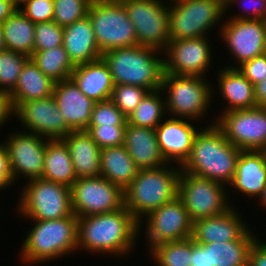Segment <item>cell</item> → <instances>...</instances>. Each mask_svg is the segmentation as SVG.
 I'll return each instance as SVG.
<instances>
[{
  "label": "cell",
  "mask_w": 266,
  "mask_h": 266,
  "mask_svg": "<svg viewBox=\"0 0 266 266\" xmlns=\"http://www.w3.org/2000/svg\"><path fill=\"white\" fill-rule=\"evenodd\" d=\"M238 70L254 86L262 82L266 77V53L243 63Z\"/></svg>",
  "instance_id": "obj_44"
},
{
  "label": "cell",
  "mask_w": 266,
  "mask_h": 266,
  "mask_svg": "<svg viewBox=\"0 0 266 266\" xmlns=\"http://www.w3.org/2000/svg\"><path fill=\"white\" fill-rule=\"evenodd\" d=\"M27 55L12 50L0 51V92L10 94L15 88Z\"/></svg>",
  "instance_id": "obj_36"
},
{
  "label": "cell",
  "mask_w": 266,
  "mask_h": 266,
  "mask_svg": "<svg viewBox=\"0 0 266 266\" xmlns=\"http://www.w3.org/2000/svg\"><path fill=\"white\" fill-rule=\"evenodd\" d=\"M208 37L171 40L163 52L164 72L207 77L206 73L214 59Z\"/></svg>",
  "instance_id": "obj_16"
},
{
  "label": "cell",
  "mask_w": 266,
  "mask_h": 266,
  "mask_svg": "<svg viewBox=\"0 0 266 266\" xmlns=\"http://www.w3.org/2000/svg\"><path fill=\"white\" fill-rule=\"evenodd\" d=\"M257 201L259 202L258 204L261 205L260 207L263 206L266 208V184H265L264 190L262 191Z\"/></svg>",
  "instance_id": "obj_51"
},
{
  "label": "cell",
  "mask_w": 266,
  "mask_h": 266,
  "mask_svg": "<svg viewBox=\"0 0 266 266\" xmlns=\"http://www.w3.org/2000/svg\"><path fill=\"white\" fill-rule=\"evenodd\" d=\"M207 80L206 77L164 72L161 90L165 97L167 117L190 119L197 123L207 117L206 112L212 105V95L216 91L213 82Z\"/></svg>",
  "instance_id": "obj_6"
},
{
  "label": "cell",
  "mask_w": 266,
  "mask_h": 266,
  "mask_svg": "<svg viewBox=\"0 0 266 266\" xmlns=\"http://www.w3.org/2000/svg\"><path fill=\"white\" fill-rule=\"evenodd\" d=\"M161 51L135 45L104 52L101 58L108 66L113 83L135 85L148 91L161 89L164 74V58Z\"/></svg>",
  "instance_id": "obj_4"
},
{
  "label": "cell",
  "mask_w": 266,
  "mask_h": 266,
  "mask_svg": "<svg viewBox=\"0 0 266 266\" xmlns=\"http://www.w3.org/2000/svg\"><path fill=\"white\" fill-rule=\"evenodd\" d=\"M53 97L68 127L72 131H86L95 102L71 78L54 84Z\"/></svg>",
  "instance_id": "obj_21"
},
{
  "label": "cell",
  "mask_w": 266,
  "mask_h": 266,
  "mask_svg": "<svg viewBox=\"0 0 266 266\" xmlns=\"http://www.w3.org/2000/svg\"><path fill=\"white\" fill-rule=\"evenodd\" d=\"M224 15L222 0L173 1L169 3L170 41L208 36L217 25L220 33Z\"/></svg>",
  "instance_id": "obj_7"
},
{
  "label": "cell",
  "mask_w": 266,
  "mask_h": 266,
  "mask_svg": "<svg viewBox=\"0 0 266 266\" xmlns=\"http://www.w3.org/2000/svg\"><path fill=\"white\" fill-rule=\"evenodd\" d=\"M71 198L77 217L109 213L125 206L124 190L102 176L76 179Z\"/></svg>",
  "instance_id": "obj_12"
},
{
  "label": "cell",
  "mask_w": 266,
  "mask_h": 266,
  "mask_svg": "<svg viewBox=\"0 0 266 266\" xmlns=\"http://www.w3.org/2000/svg\"><path fill=\"white\" fill-rule=\"evenodd\" d=\"M134 25L137 45L165 51L170 42L169 3L163 0H122Z\"/></svg>",
  "instance_id": "obj_11"
},
{
  "label": "cell",
  "mask_w": 266,
  "mask_h": 266,
  "mask_svg": "<svg viewBox=\"0 0 266 266\" xmlns=\"http://www.w3.org/2000/svg\"><path fill=\"white\" fill-rule=\"evenodd\" d=\"M219 95L226 103L223 112L257 107L255 86L246 79L238 68L222 67L217 73Z\"/></svg>",
  "instance_id": "obj_25"
},
{
  "label": "cell",
  "mask_w": 266,
  "mask_h": 266,
  "mask_svg": "<svg viewBox=\"0 0 266 266\" xmlns=\"http://www.w3.org/2000/svg\"><path fill=\"white\" fill-rule=\"evenodd\" d=\"M255 99L258 107L266 108V77L255 85Z\"/></svg>",
  "instance_id": "obj_49"
},
{
  "label": "cell",
  "mask_w": 266,
  "mask_h": 266,
  "mask_svg": "<svg viewBox=\"0 0 266 266\" xmlns=\"http://www.w3.org/2000/svg\"><path fill=\"white\" fill-rule=\"evenodd\" d=\"M88 0H53V21L59 26H66L88 15Z\"/></svg>",
  "instance_id": "obj_37"
},
{
  "label": "cell",
  "mask_w": 266,
  "mask_h": 266,
  "mask_svg": "<svg viewBox=\"0 0 266 266\" xmlns=\"http://www.w3.org/2000/svg\"><path fill=\"white\" fill-rule=\"evenodd\" d=\"M212 121L197 133L181 170L198 177L230 186L236 173L241 150L231 144Z\"/></svg>",
  "instance_id": "obj_2"
},
{
  "label": "cell",
  "mask_w": 266,
  "mask_h": 266,
  "mask_svg": "<svg viewBox=\"0 0 266 266\" xmlns=\"http://www.w3.org/2000/svg\"><path fill=\"white\" fill-rule=\"evenodd\" d=\"M226 187L224 184L181 170L178 197L194 222L197 219L221 215L234 206L230 202V188Z\"/></svg>",
  "instance_id": "obj_9"
},
{
  "label": "cell",
  "mask_w": 266,
  "mask_h": 266,
  "mask_svg": "<svg viewBox=\"0 0 266 266\" xmlns=\"http://www.w3.org/2000/svg\"><path fill=\"white\" fill-rule=\"evenodd\" d=\"M191 266H208L207 252L204 244L196 243L191 238Z\"/></svg>",
  "instance_id": "obj_47"
},
{
  "label": "cell",
  "mask_w": 266,
  "mask_h": 266,
  "mask_svg": "<svg viewBox=\"0 0 266 266\" xmlns=\"http://www.w3.org/2000/svg\"><path fill=\"white\" fill-rule=\"evenodd\" d=\"M127 117L111 100L95 102L88 126H126Z\"/></svg>",
  "instance_id": "obj_39"
},
{
  "label": "cell",
  "mask_w": 266,
  "mask_h": 266,
  "mask_svg": "<svg viewBox=\"0 0 266 266\" xmlns=\"http://www.w3.org/2000/svg\"><path fill=\"white\" fill-rule=\"evenodd\" d=\"M259 151L262 153L264 161L266 163V144Z\"/></svg>",
  "instance_id": "obj_55"
},
{
  "label": "cell",
  "mask_w": 266,
  "mask_h": 266,
  "mask_svg": "<svg viewBox=\"0 0 266 266\" xmlns=\"http://www.w3.org/2000/svg\"><path fill=\"white\" fill-rule=\"evenodd\" d=\"M165 97L161 89L148 91L136 109L127 117V123L136 127L155 129L167 118Z\"/></svg>",
  "instance_id": "obj_33"
},
{
  "label": "cell",
  "mask_w": 266,
  "mask_h": 266,
  "mask_svg": "<svg viewBox=\"0 0 266 266\" xmlns=\"http://www.w3.org/2000/svg\"><path fill=\"white\" fill-rule=\"evenodd\" d=\"M100 52L137 45L134 25L122 1L90 4L88 15Z\"/></svg>",
  "instance_id": "obj_10"
},
{
  "label": "cell",
  "mask_w": 266,
  "mask_h": 266,
  "mask_svg": "<svg viewBox=\"0 0 266 266\" xmlns=\"http://www.w3.org/2000/svg\"><path fill=\"white\" fill-rule=\"evenodd\" d=\"M123 145L140 169H153L169 164L159 147L155 129L126 125Z\"/></svg>",
  "instance_id": "obj_22"
},
{
  "label": "cell",
  "mask_w": 266,
  "mask_h": 266,
  "mask_svg": "<svg viewBox=\"0 0 266 266\" xmlns=\"http://www.w3.org/2000/svg\"><path fill=\"white\" fill-rule=\"evenodd\" d=\"M34 38V52L61 46L63 42V27L53 20L35 23Z\"/></svg>",
  "instance_id": "obj_40"
},
{
  "label": "cell",
  "mask_w": 266,
  "mask_h": 266,
  "mask_svg": "<svg viewBox=\"0 0 266 266\" xmlns=\"http://www.w3.org/2000/svg\"><path fill=\"white\" fill-rule=\"evenodd\" d=\"M5 49L7 48H6L5 41H4L2 24L0 23V51L5 50Z\"/></svg>",
  "instance_id": "obj_52"
},
{
  "label": "cell",
  "mask_w": 266,
  "mask_h": 266,
  "mask_svg": "<svg viewBox=\"0 0 266 266\" xmlns=\"http://www.w3.org/2000/svg\"><path fill=\"white\" fill-rule=\"evenodd\" d=\"M232 4L234 6L239 5L238 8L241 11H239V14H234V16L232 14L227 18V12L230 13L229 10L233 7ZM224 14H226L224 15L226 19L266 20V0H226L224 2Z\"/></svg>",
  "instance_id": "obj_41"
},
{
  "label": "cell",
  "mask_w": 266,
  "mask_h": 266,
  "mask_svg": "<svg viewBox=\"0 0 266 266\" xmlns=\"http://www.w3.org/2000/svg\"><path fill=\"white\" fill-rule=\"evenodd\" d=\"M171 166V168H170ZM153 169H140L124 190L125 207L140 223L151 211L178 196L180 166L174 164Z\"/></svg>",
  "instance_id": "obj_5"
},
{
  "label": "cell",
  "mask_w": 266,
  "mask_h": 266,
  "mask_svg": "<svg viewBox=\"0 0 266 266\" xmlns=\"http://www.w3.org/2000/svg\"><path fill=\"white\" fill-rule=\"evenodd\" d=\"M54 84L55 82L29 58L22 67L15 88L8 95L11 108L13 109L18 103L52 96Z\"/></svg>",
  "instance_id": "obj_28"
},
{
  "label": "cell",
  "mask_w": 266,
  "mask_h": 266,
  "mask_svg": "<svg viewBox=\"0 0 266 266\" xmlns=\"http://www.w3.org/2000/svg\"><path fill=\"white\" fill-rule=\"evenodd\" d=\"M70 78L84 95L94 102L111 99L115 85L108 66L102 58L75 66Z\"/></svg>",
  "instance_id": "obj_26"
},
{
  "label": "cell",
  "mask_w": 266,
  "mask_h": 266,
  "mask_svg": "<svg viewBox=\"0 0 266 266\" xmlns=\"http://www.w3.org/2000/svg\"><path fill=\"white\" fill-rule=\"evenodd\" d=\"M21 131L11 132L5 143L3 142L8 154L14 183L22 177L28 181L42 178L45 148L48 140L40 135Z\"/></svg>",
  "instance_id": "obj_17"
},
{
  "label": "cell",
  "mask_w": 266,
  "mask_h": 266,
  "mask_svg": "<svg viewBox=\"0 0 266 266\" xmlns=\"http://www.w3.org/2000/svg\"><path fill=\"white\" fill-rule=\"evenodd\" d=\"M12 112L8 94L0 92V129L6 122H9L12 117Z\"/></svg>",
  "instance_id": "obj_48"
},
{
  "label": "cell",
  "mask_w": 266,
  "mask_h": 266,
  "mask_svg": "<svg viewBox=\"0 0 266 266\" xmlns=\"http://www.w3.org/2000/svg\"><path fill=\"white\" fill-rule=\"evenodd\" d=\"M140 228L125 206L109 213L78 217V250L127 257L136 247Z\"/></svg>",
  "instance_id": "obj_1"
},
{
  "label": "cell",
  "mask_w": 266,
  "mask_h": 266,
  "mask_svg": "<svg viewBox=\"0 0 266 266\" xmlns=\"http://www.w3.org/2000/svg\"><path fill=\"white\" fill-rule=\"evenodd\" d=\"M125 128L126 126H88L86 131L103 149L123 145Z\"/></svg>",
  "instance_id": "obj_42"
},
{
  "label": "cell",
  "mask_w": 266,
  "mask_h": 266,
  "mask_svg": "<svg viewBox=\"0 0 266 266\" xmlns=\"http://www.w3.org/2000/svg\"><path fill=\"white\" fill-rule=\"evenodd\" d=\"M248 229L238 240L204 244L208 266H247L251 245L257 238Z\"/></svg>",
  "instance_id": "obj_30"
},
{
  "label": "cell",
  "mask_w": 266,
  "mask_h": 266,
  "mask_svg": "<svg viewBox=\"0 0 266 266\" xmlns=\"http://www.w3.org/2000/svg\"><path fill=\"white\" fill-rule=\"evenodd\" d=\"M25 183L16 206L20 217L28 220H55L73 213L71 188L44 178Z\"/></svg>",
  "instance_id": "obj_8"
},
{
  "label": "cell",
  "mask_w": 266,
  "mask_h": 266,
  "mask_svg": "<svg viewBox=\"0 0 266 266\" xmlns=\"http://www.w3.org/2000/svg\"><path fill=\"white\" fill-rule=\"evenodd\" d=\"M30 58L55 83L69 79L75 68L62 45L48 50L33 52Z\"/></svg>",
  "instance_id": "obj_34"
},
{
  "label": "cell",
  "mask_w": 266,
  "mask_h": 266,
  "mask_svg": "<svg viewBox=\"0 0 266 266\" xmlns=\"http://www.w3.org/2000/svg\"><path fill=\"white\" fill-rule=\"evenodd\" d=\"M192 225L193 221L190 219L183 201L178 196L151 211L139 223V226L145 228L143 232L146 237L144 236V239H147L146 245L149 249L163 242L190 238Z\"/></svg>",
  "instance_id": "obj_13"
},
{
  "label": "cell",
  "mask_w": 266,
  "mask_h": 266,
  "mask_svg": "<svg viewBox=\"0 0 266 266\" xmlns=\"http://www.w3.org/2000/svg\"><path fill=\"white\" fill-rule=\"evenodd\" d=\"M62 140L68 147L77 179L101 176V149L87 131H71Z\"/></svg>",
  "instance_id": "obj_27"
},
{
  "label": "cell",
  "mask_w": 266,
  "mask_h": 266,
  "mask_svg": "<svg viewBox=\"0 0 266 266\" xmlns=\"http://www.w3.org/2000/svg\"><path fill=\"white\" fill-rule=\"evenodd\" d=\"M42 178L69 188L77 179L68 147L62 139L47 140Z\"/></svg>",
  "instance_id": "obj_31"
},
{
  "label": "cell",
  "mask_w": 266,
  "mask_h": 266,
  "mask_svg": "<svg viewBox=\"0 0 266 266\" xmlns=\"http://www.w3.org/2000/svg\"><path fill=\"white\" fill-rule=\"evenodd\" d=\"M101 176L125 190L136 177L138 168L124 145L101 149Z\"/></svg>",
  "instance_id": "obj_29"
},
{
  "label": "cell",
  "mask_w": 266,
  "mask_h": 266,
  "mask_svg": "<svg viewBox=\"0 0 266 266\" xmlns=\"http://www.w3.org/2000/svg\"><path fill=\"white\" fill-rule=\"evenodd\" d=\"M219 35L235 60L226 67L238 68L266 53V20L227 19L221 25Z\"/></svg>",
  "instance_id": "obj_15"
},
{
  "label": "cell",
  "mask_w": 266,
  "mask_h": 266,
  "mask_svg": "<svg viewBox=\"0 0 266 266\" xmlns=\"http://www.w3.org/2000/svg\"><path fill=\"white\" fill-rule=\"evenodd\" d=\"M12 110V116L22 122L24 131L48 140L63 139L72 131L61 115L53 95L18 103Z\"/></svg>",
  "instance_id": "obj_18"
},
{
  "label": "cell",
  "mask_w": 266,
  "mask_h": 266,
  "mask_svg": "<svg viewBox=\"0 0 266 266\" xmlns=\"http://www.w3.org/2000/svg\"><path fill=\"white\" fill-rule=\"evenodd\" d=\"M33 228L21 244L20 260L25 265L44 264L78 251V217L71 214L55 220H30ZM29 263V264H28Z\"/></svg>",
  "instance_id": "obj_3"
},
{
  "label": "cell",
  "mask_w": 266,
  "mask_h": 266,
  "mask_svg": "<svg viewBox=\"0 0 266 266\" xmlns=\"http://www.w3.org/2000/svg\"><path fill=\"white\" fill-rule=\"evenodd\" d=\"M2 28L6 48L30 58L34 52L35 23L17 9L2 23Z\"/></svg>",
  "instance_id": "obj_32"
},
{
  "label": "cell",
  "mask_w": 266,
  "mask_h": 266,
  "mask_svg": "<svg viewBox=\"0 0 266 266\" xmlns=\"http://www.w3.org/2000/svg\"><path fill=\"white\" fill-rule=\"evenodd\" d=\"M62 46L74 66L98 60L102 56L88 16L63 27Z\"/></svg>",
  "instance_id": "obj_23"
},
{
  "label": "cell",
  "mask_w": 266,
  "mask_h": 266,
  "mask_svg": "<svg viewBox=\"0 0 266 266\" xmlns=\"http://www.w3.org/2000/svg\"><path fill=\"white\" fill-rule=\"evenodd\" d=\"M9 158L3 143H0V191L14 186ZM11 185V186H10Z\"/></svg>",
  "instance_id": "obj_45"
},
{
  "label": "cell",
  "mask_w": 266,
  "mask_h": 266,
  "mask_svg": "<svg viewBox=\"0 0 266 266\" xmlns=\"http://www.w3.org/2000/svg\"><path fill=\"white\" fill-rule=\"evenodd\" d=\"M13 5L19 9L20 7H22L26 2L30 1V0H11Z\"/></svg>",
  "instance_id": "obj_53"
},
{
  "label": "cell",
  "mask_w": 266,
  "mask_h": 266,
  "mask_svg": "<svg viewBox=\"0 0 266 266\" xmlns=\"http://www.w3.org/2000/svg\"><path fill=\"white\" fill-rule=\"evenodd\" d=\"M248 266H266V241L255 239L249 250Z\"/></svg>",
  "instance_id": "obj_46"
},
{
  "label": "cell",
  "mask_w": 266,
  "mask_h": 266,
  "mask_svg": "<svg viewBox=\"0 0 266 266\" xmlns=\"http://www.w3.org/2000/svg\"><path fill=\"white\" fill-rule=\"evenodd\" d=\"M90 4L93 3H107V2H119L122 0H88Z\"/></svg>",
  "instance_id": "obj_54"
},
{
  "label": "cell",
  "mask_w": 266,
  "mask_h": 266,
  "mask_svg": "<svg viewBox=\"0 0 266 266\" xmlns=\"http://www.w3.org/2000/svg\"><path fill=\"white\" fill-rule=\"evenodd\" d=\"M164 1V0H163ZM167 0H165V2H166ZM173 1H177V0H168L167 2H169V3H171V2H173Z\"/></svg>",
  "instance_id": "obj_56"
},
{
  "label": "cell",
  "mask_w": 266,
  "mask_h": 266,
  "mask_svg": "<svg viewBox=\"0 0 266 266\" xmlns=\"http://www.w3.org/2000/svg\"><path fill=\"white\" fill-rule=\"evenodd\" d=\"M238 207L232 206L217 216L197 219L192 225L191 238L199 244L238 240L250 227Z\"/></svg>",
  "instance_id": "obj_20"
},
{
  "label": "cell",
  "mask_w": 266,
  "mask_h": 266,
  "mask_svg": "<svg viewBox=\"0 0 266 266\" xmlns=\"http://www.w3.org/2000/svg\"><path fill=\"white\" fill-rule=\"evenodd\" d=\"M266 184V163L260 151L241 150L237 161L236 173L231 182V191L259 198Z\"/></svg>",
  "instance_id": "obj_24"
},
{
  "label": "cell",
  "mask_w": 266,
  "mask_h": 266,
  "mask_svg": "<svg viewBox=\"0 0 266 266\" xmlns=\"http://www.w3.org/2000/svg\"><path fill=\"white\" fill-rule=\"evenodd\" d=\"M196 127L193 120L169 117L155 128L157 142L169 164L181 166L187 160L194 139L201 129Z\"/></svg>",
  "instance_id": "obj_19"
},
{
  "label": "cell",
  "mask_w": 266,
  "mask_h": 266,
  "mask_svg": "<svg viewBox=\"0 0 266 266\" xmlns=\"http://www.w3.org/2000/svg\"><path fill=\"white\" fill-rule=\"evenodd\" d=\"M147 92V89L140 86L117 85L113 88L110 100L128 117L136 109Z\"/></svg>",
  "instance_id": "obj_38"
},
{
  "label": "cell",
  "mask_w": 266,
  "mask_h": 266,
  "mask_svg": "<svg viewBox=\"0 0 266 266\" xmlns=\"http://www.w3.org/2000/svg\"><path fill=\"white\" fill-rule=\"evenodd\" d=\"M17 8L11 0H0V23L2 24Z\"/></svg>",
  "instance_id": "obj_50"
},
{
  "label": "cell",
  "mask_w": 266,
  "mask_h": 266,
  "mask_svg": "<svg viewBox=\"0 0 266 266\" xmlns=\"http://www.w3.org/2000/svg\"><path fill=\"white\" fill-rule=\"evenodd\" d=\"M148 251L156 266H191V237L163 242Z\"/></svg>",
  "instance_id": "obj_35"
},
{
  "label": "cell",
  "mask_w": 266,
  "mask_h": 266,
  "mask_svg": "<svg viewBox=\"0 0 266 266\" xmlns=\"http://www.w3.org/2000/svg\"><path fill=\"white\" fill-rule=\"evenodd\" d=\"M215 124L240 150L259 151L266 144V108L238 109L221 113Z\"/></svg>",
  "instance_id": "obj_14"
},
{
  "label": "cell",
  "mask_w": 266,
  "mask_h": 266,
  "mask_svg": "<svg viewBox=\"0 0 266 266\" xmlns=\"http://www.w3.org/2000/svg\"><path fill=\"white\" fill-rule=\"evenodd\" d=\"M19 10L33 23L52 21L53 0H30Z\"/></svg>",
  "instance_id": "obj_43"
}]
</instances>
